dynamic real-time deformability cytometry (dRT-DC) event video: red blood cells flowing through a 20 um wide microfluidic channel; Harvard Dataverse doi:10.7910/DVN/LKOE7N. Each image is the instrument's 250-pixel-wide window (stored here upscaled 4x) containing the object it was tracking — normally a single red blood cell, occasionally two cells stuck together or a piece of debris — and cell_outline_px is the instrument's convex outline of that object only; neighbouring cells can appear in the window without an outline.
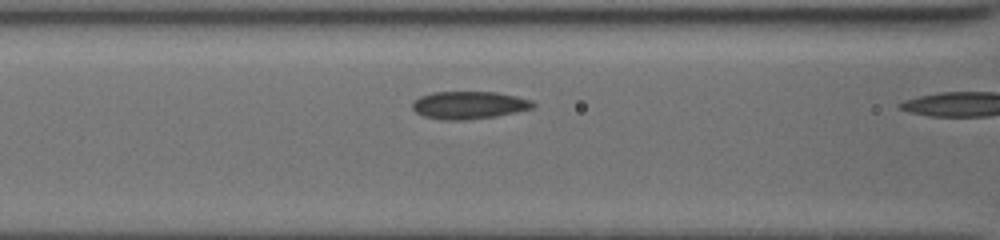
{"species": "common noctule bat (a hibernating species)", "species_latin": "Nyctalus noctula", "temperature_condition": "cold", "stored_images_in_passage": 5, "camera_frame_rate_fps": 3000, "um_per_image_px": 0.085, "animal": {"sex": "female", "body_mass_g": 19.5, "forearm_length_mm": 54.1}, "frame": {"image": 1, "passage_image": 4, "time_ms": 2.333, "image_size_px": [1000, 240], "cell_outline_px": [[536, 108], [496, 116], [468, 120], [444, 120], [424, 116], [416, 112], [412, 108], [412, 100], [420, 96], [432, 92], [496, 92], [516, 96], [532, 100], [536, 104]], "centroid_in_image_um": [39.88, 8.93], "position_along_channel_um": 126.7, "area_um2": 19.65}}